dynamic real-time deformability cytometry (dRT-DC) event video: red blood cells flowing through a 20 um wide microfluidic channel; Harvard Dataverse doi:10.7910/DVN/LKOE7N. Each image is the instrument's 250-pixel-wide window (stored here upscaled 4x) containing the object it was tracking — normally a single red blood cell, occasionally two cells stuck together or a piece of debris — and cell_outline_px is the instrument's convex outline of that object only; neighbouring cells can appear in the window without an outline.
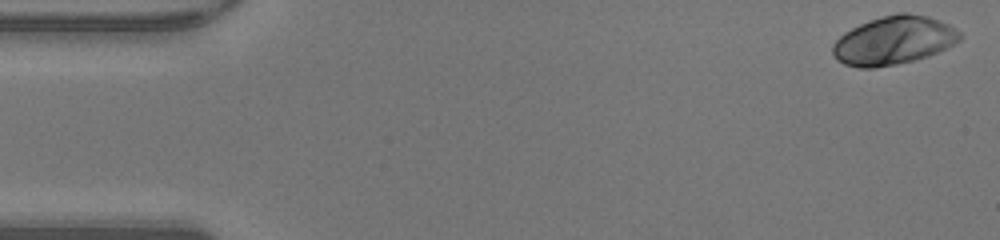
{"species": "human", "species_latin": "Homo sapiens", "temperature_condition": "warm", "stored_images_in_passage": 47, "camera_frame_rate_fps": 3000, "um_per_image_px": 0.085, "donor": {"sex": "male"}, "frame": {"image": 1, "passage_image": 1, "time_ms": 0.0, "image_size_px": [1000, 240], "cell_outline_px": [[960, 40], [948, 48], [928, 56], [896, 64], [872, 68], [856, 68], [844, 64], [836, 60], [832, 52], [832, 44], [844, 32], [868, 20], [896, 12], [908, 12], [928, 16], [948, 24], [956, 28], [960, 32]], "centroid_in_image_um": [75.95, 3.43], "position_along_channel_um": 9.1, "area_um2": 36.07}}
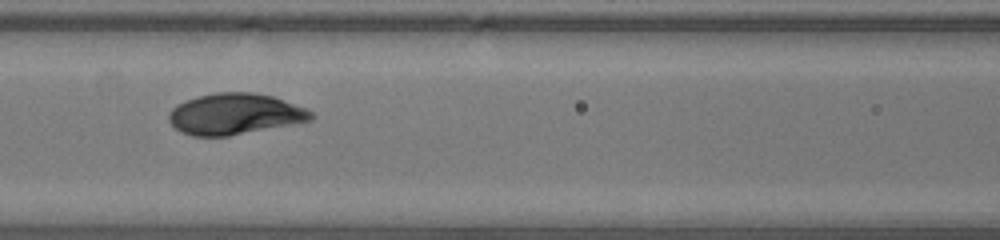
{"frame": {"image": 2, "passage_image": 20, "time_ms": 6.333, "image_size_px": [1000, 240], "cell_outline_px": [[316, 116], [312, 120], [292, 124], [228, 136], [192, 136], [180, 132], [168, 120], [168, 112], [176, 104], [200, 96], [216, 92], [252, 92], [272, 96], [308, 108]], "centroid_in_image_um": [19.97, 9.69], "position_along_channel_um": 146.6, "area_um2": 34.1}}
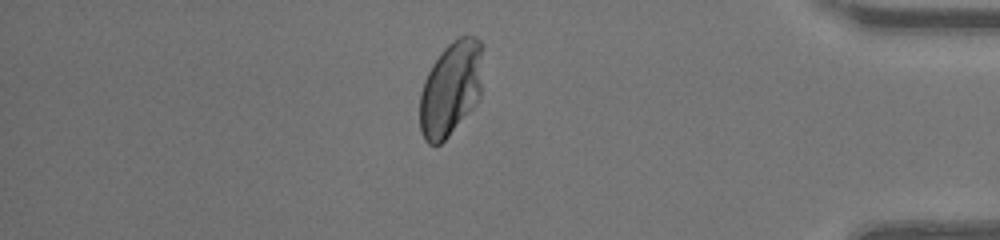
{"frame": {"image": 3, "passage_image": 40, "time_ms": 13.0, "image_size_px": [1000, 240], "cell_outline_px": [[484, 44], [480, 96], [476, 104], [448, 136], [440, 144], [428, 144], [424, 140], [420, 132], [420, 92], [424, 80], [432, 64], [440, 52], [452, 40], [460, 36], [476, 36]], "centroid_in_image_um": [38.33, 7.49], "position_along_channel_um": 396.9, "area_um2": 35.14}, "authors_computed_cell_mechanics": {"area_um2": 34.102, "velocity_mm_per_s": 4.3412, "shape_relaxation_time_tau1_ms": 2.5976, "shape_relaxation_time_tau2_ms": null, "deformation_change_tau1": 0.1532, "deformation_change_tau2": null}}